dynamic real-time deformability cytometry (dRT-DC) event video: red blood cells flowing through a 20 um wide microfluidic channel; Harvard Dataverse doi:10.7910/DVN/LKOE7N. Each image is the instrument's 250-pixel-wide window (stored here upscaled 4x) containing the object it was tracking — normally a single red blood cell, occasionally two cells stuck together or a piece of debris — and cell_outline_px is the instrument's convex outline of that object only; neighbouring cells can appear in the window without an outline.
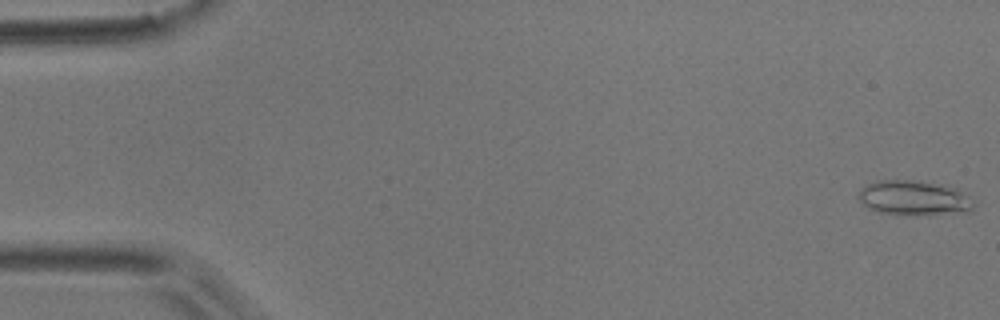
{"species": "common noctule bat (a hibernating species)", "species_latin": "Nyctalus noctula", "temperature_condition": "room temperature", "stored_images_in_passage": 15, "camera_frame_rate_fps": 3000, "um_per_image_px": 0.085, "animal": {"sex": "male", "body_mass_g": 17.9}, "frame": {"image": 1, "passage_image": 1, "time_ms": 0.0, "image_size_px": [1000, 320], "cell_outline_px": [[976, 204], [972, 212], [896, 216], [876, 212], [868, 208], [856, 196], [860, 188], [876, 180], [912, 180], [956, 188]], "centroid_in_image_um": [77.63, 16.86], "position_along_channel_um": 7.4, "area_um2": 23.64}}